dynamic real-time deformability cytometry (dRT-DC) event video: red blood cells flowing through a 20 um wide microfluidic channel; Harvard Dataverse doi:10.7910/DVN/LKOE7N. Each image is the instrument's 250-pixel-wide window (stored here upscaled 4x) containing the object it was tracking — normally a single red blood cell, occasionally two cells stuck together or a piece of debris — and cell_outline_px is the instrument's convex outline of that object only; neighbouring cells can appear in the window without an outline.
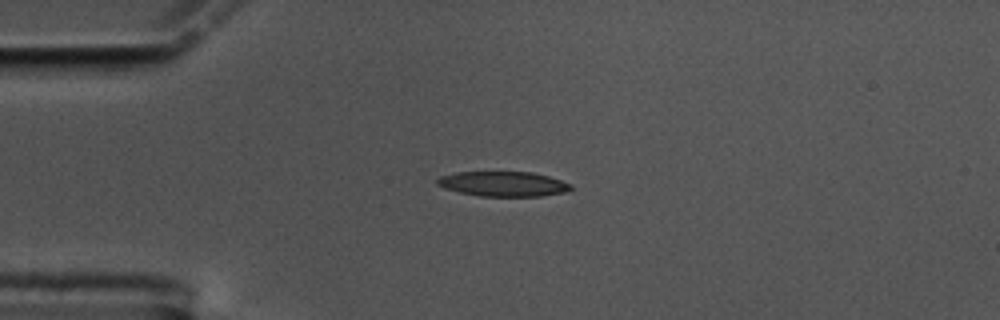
{"species": "common noctule bat (a hibernating species)", "species_latin": "Nyctalus noctula", "temperature_condition": "cold", "stored_images_in_passage": 27, "camera_frame_rate_fps": 3000, "um_per_image_px": 0.085, "animal": {"sex": "male", "body_mass_g": 17.5, "forearm_length_mm": 52.3}, "frame": {"image": 1, "passage_image": 1, "time_ms": 0.0, "image_size_px": [1000, 320], "cell_outline_px": [[572, 188], [568, 192], [540, 196], [480, 196], [460, 192], [444, 188], [436, 184], [436, 180], [440, 176], [456, 172], [532, 172], [548, 176], [572, 184]], "centroid_in_image_um": [42.78, 15.63], "position_along_channel_um": 42.2, "area_um2": 19.42}}
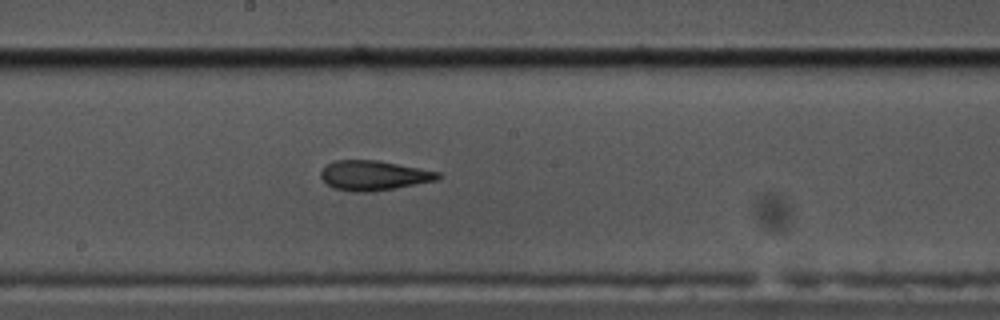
{"frame": {"image": 2, "passage_image": 18, "time_ms": 5.667, "image_size_px": [1000, 320], "cell_outline_px": [[444, 176], [436, 180], [396, 188], [372, 192], [352, 192], [332, 188], [320, 176], [320, 172], [328, 164], [336, 160], [376, 160], [420, 168], [440, 172]], "centroid_in_image_um": [31.78, 14.92], "position_along_channel_um": 216.4, "area_um2": 20.35}}
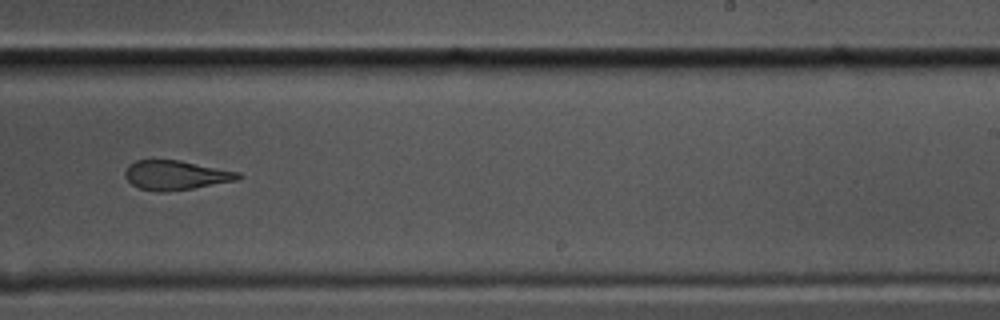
{"frame": {"image": 3, "passage_image": 23, "time_ms": 7.333, "image_size_px": [1000, 320], "cell_outline_px": [[244, 176], [236, 180], [192, 188], [164, 192], [156, 192], [140, 188], [132, 184], [124, 176], [124, 172], [128, 164], [136, 160], [180, 160], [240, 172]], "centroid_in_image_um": [14.92, 14.88], "position_along_channel_um": 274.1, "area_um2": 19.36}}